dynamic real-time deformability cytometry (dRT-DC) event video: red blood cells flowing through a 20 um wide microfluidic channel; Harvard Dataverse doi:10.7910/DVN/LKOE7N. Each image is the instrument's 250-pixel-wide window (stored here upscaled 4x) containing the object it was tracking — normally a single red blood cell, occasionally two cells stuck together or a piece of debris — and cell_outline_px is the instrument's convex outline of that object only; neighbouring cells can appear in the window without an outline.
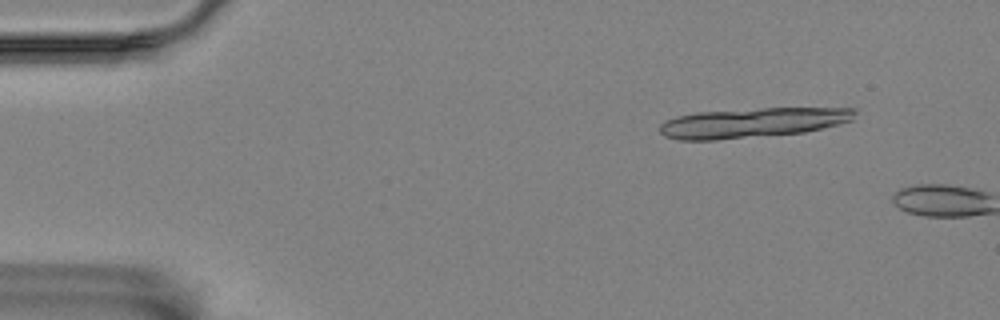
{"species": "Egyptian fruit bat (a non-hibernating species)", "species_latin": "Rousettus aegyptiacus", "temperature_condition": "room temperature", "stored_images_in_passage": 5, "camera_frame_rate_fps": 3000, "um_per_image_px": 0.085, "animal": {"sex": "female"}, "frame": {"image": 1, "passage_image": 4, "time_ms": 1.0, "image_size_px": [1000, 320], "cell_outline_px": [[856, 112], [852, 120], [840, 124], [804, 132], [716, 140], [680, 140], [664, 136], [660, 132], [660, 124], [668, 120], [680, 116], [696, 112], [760, 108], [856, 108]], "centroid_in_image_um": [63.98, 10.43], "position_along_channel_um": 21.0, "area_um2": 33.7}}